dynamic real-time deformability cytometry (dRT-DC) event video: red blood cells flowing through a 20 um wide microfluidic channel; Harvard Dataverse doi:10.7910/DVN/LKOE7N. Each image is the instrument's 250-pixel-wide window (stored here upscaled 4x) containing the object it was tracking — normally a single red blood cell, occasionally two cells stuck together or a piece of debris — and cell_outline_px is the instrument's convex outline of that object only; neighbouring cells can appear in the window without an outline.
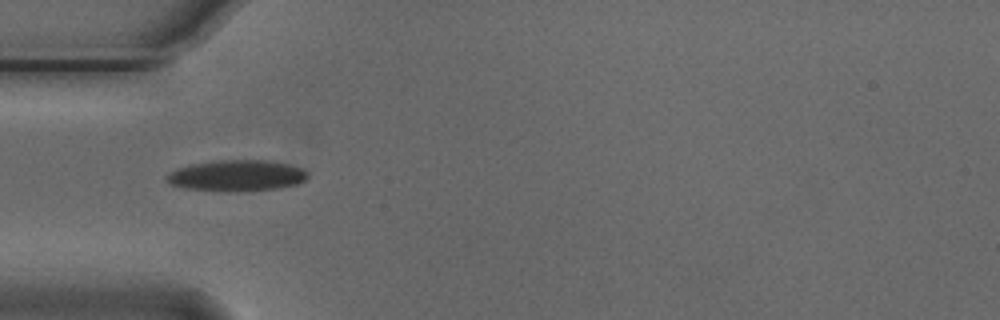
{"species": "Egyptian fruit bat (a non-hibernating species)", "species_latin": "Rousettus aegyptiacus", "temperature_condition": "cold", "stored_images_in_passage": 35, "camera_frame_rate_fps": 3000, "um_per_image_px": 0.085, "animal": {"sex": "male"}, "frame": {"image": 1, "passage_image": 1, "time_ms": 0.0, "image_size_px": [1000, 320], "cell_outline_px": [[308, 176], [304, 180], [296, 184], [280, 188], [228, 192], [224, 192], [184, 188], [172, 184], [164, 180], [164, 176], [168, 172], [176, 168], [192, 164], [220, 160], [268, 160], [288, 164], [300, 168], [308, 172]], "centroid_in_image_um": [20.07, 14.93], "position_along_channel_um": 64.9, "area_um2": 25.72}}
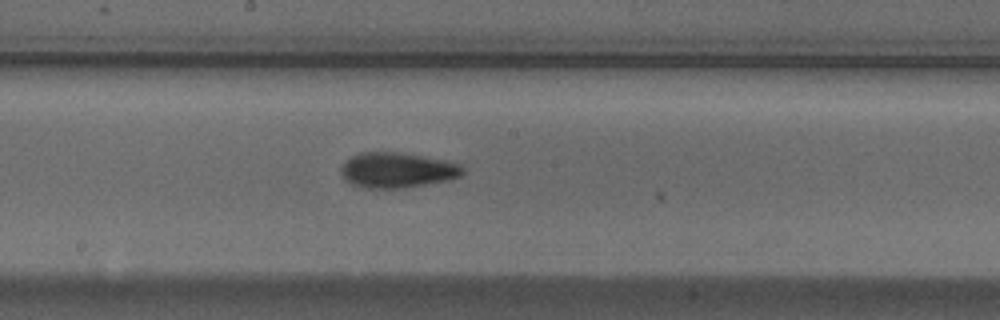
{"frame": {"image": 2, "passage_image": 13, "time_ms": 4.0, "image_size_px": [1000, 320], "cell_outline_px": [[464, 172], [460, 176], [448, 180], [404, 188], [360, 188], [344, 180], [340, 172], [340, 168], [352, 156], [360, 152], [396, 152], [444, 160], [460, 164], [464, 168]], "centroid_in_image_um": [33.73, 14.47], "position_along_channel_um": 214.5, "area_um2": 24.97}}
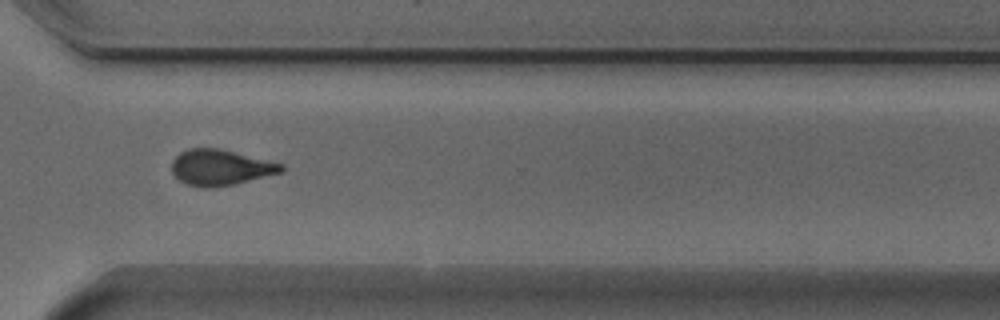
{"frame": {"image": 3, "passage_image": 24, "time_ms": 7.667, "image_size_px": [1000, 320], "cell_outline_px": [[284, 172], [236, 184], [212, 188], [204, 188], [188, 184], [180, 180], [172, 172], [172, 160], [180, 152], [188, 148], [220, 148], [284, 164]], "centroid_in_image_um": [18.76, 14.23], "position_along_channel_um": 351.8, "area_um2": 23.0}, "authors_computed_cell_mechanics": {"area_um2": 23.3512, "velocity_mm_per_s": 3.7521, "shape_relaxation_time_tau1_ms": 3.6887, "shape_relaxation_time_tau2_ms": 2.4257, "deformation_change_tau1": 0.1447, "deformation_change_tau2": 0.098}}